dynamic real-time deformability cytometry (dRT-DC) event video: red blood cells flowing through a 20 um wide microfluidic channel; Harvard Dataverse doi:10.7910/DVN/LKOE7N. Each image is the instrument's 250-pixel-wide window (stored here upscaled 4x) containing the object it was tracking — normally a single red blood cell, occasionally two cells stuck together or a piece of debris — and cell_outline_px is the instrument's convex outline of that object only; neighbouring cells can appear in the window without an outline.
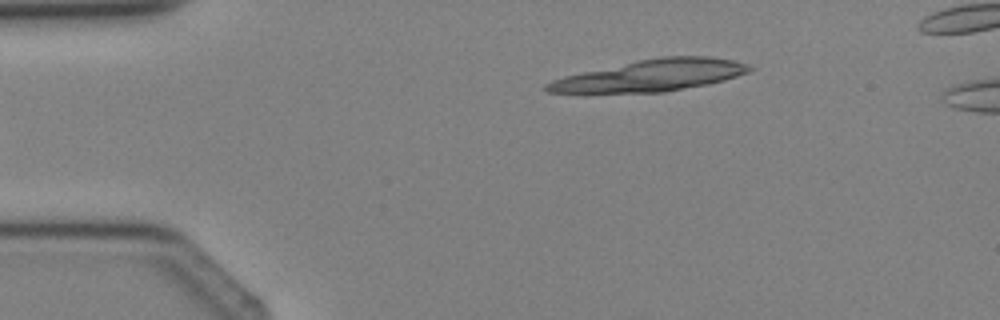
{"species": "Egyptian fruit bat (a non-hibernating species)", "species_latin": "Rousettus aegyptiacus", "temperature_condition": "cold", "stored_images_in_passage": 4, "segment_of_instrument_passage": [2, 2], "camera_frame_rate_fps": 3000, "um_per_image_px": 0.085, "animal": {"sex": "female"}, "frame": {"image": 1, "passage_image": 4, "time_ms": 3.667, "image_size_px": [1000, 320], "cell_outline_px": [[756, 68], [748, 72], [724, 80], [708, 84], [664, 92], [584, 96], [548, 92], [544, 88], [544, 84], [552, 80], [564, 76], [640, 60], [660, 56], [708, 56], [732, 60], [748, 64]], "centroid_in_image_um": [55.19, 6.47], "position_along_channel_um": 29.8, "area_um2": 38.38}}